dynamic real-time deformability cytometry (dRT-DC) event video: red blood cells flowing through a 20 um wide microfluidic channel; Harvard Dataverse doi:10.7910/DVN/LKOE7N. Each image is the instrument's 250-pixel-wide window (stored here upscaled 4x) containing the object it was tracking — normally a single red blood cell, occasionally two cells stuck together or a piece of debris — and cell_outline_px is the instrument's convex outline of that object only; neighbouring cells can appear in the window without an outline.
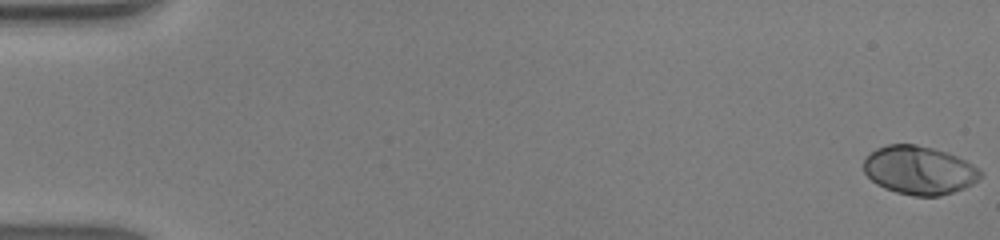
{"species": "human", "species_latin": "Homo sapiens", "temperature_condition": "warm", "stored_images_in_passage": 44, "camera_frame_rate_fps": 3000, "um_per_image_px": 0.085, "donor": {"sex": "male"}, "frame": {"image": 1, "passage_image": 1, "time_ms": 0.0, "image_size_px": [1000, 240], "cell_outline_px": [[980, 176], [972, 184], [964, 188], [940, 196], [912, 196], [896, 192], [884, 188], [876, 184], [864, 172], [864, 160], [876, 148], [888, 144], [916, 144], [948, 152], [972, 164], [980, 172]], "centroid_in_image_um": [78.1, 14.47], "position_along_channel_um": 6.9, "area_um2": 32.71}}
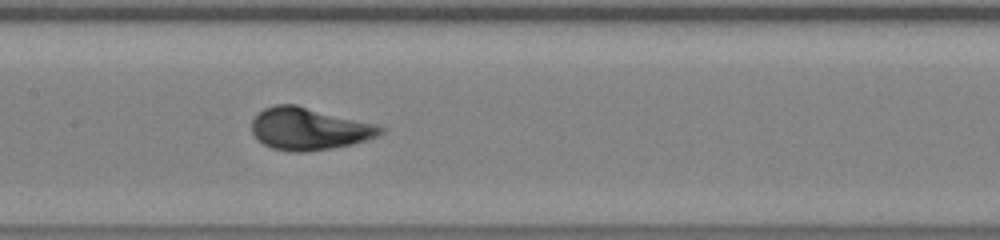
{"frame": {"image": 2, "passage_image": 25, "time_ms": 8.0, "image_size_px": [1000, 240], "cell_outline_px": [[384, 132], [380, 136], [368, 140], [352, 144], [308, 152], [288, 152], [272, 148], [264, 144], [252, 132], [252, 120], [264, 108], [276, 104], [296, 104], [380, 124], [384, 128]], "centroid_in_image_um": [26.34, 10.94], "position_along_channel_um": 181.1, "area_um2": 32.08}}
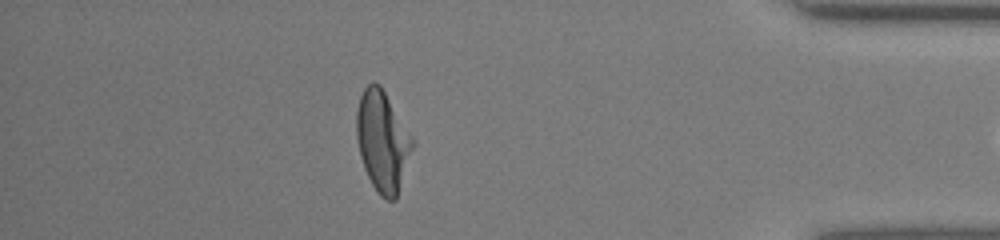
{"frame": {"image": 3, "passage_image": 43, "time_ms": 14.0, "image_size_px": [1000, 240], "cell_outline_px": [[412, 148], [396, 200], [388, 200], [380, 196], [372, 184], [364, 168], [360, 156], [356, 140], [356, 112], [360, 96], [364, 88], [372, 80], [380, 84], [412, 136]], "centroid_in_image_um": [32.48, 11.98], "position_along_channel_um": 402.7, "area_um2": 32.54}}